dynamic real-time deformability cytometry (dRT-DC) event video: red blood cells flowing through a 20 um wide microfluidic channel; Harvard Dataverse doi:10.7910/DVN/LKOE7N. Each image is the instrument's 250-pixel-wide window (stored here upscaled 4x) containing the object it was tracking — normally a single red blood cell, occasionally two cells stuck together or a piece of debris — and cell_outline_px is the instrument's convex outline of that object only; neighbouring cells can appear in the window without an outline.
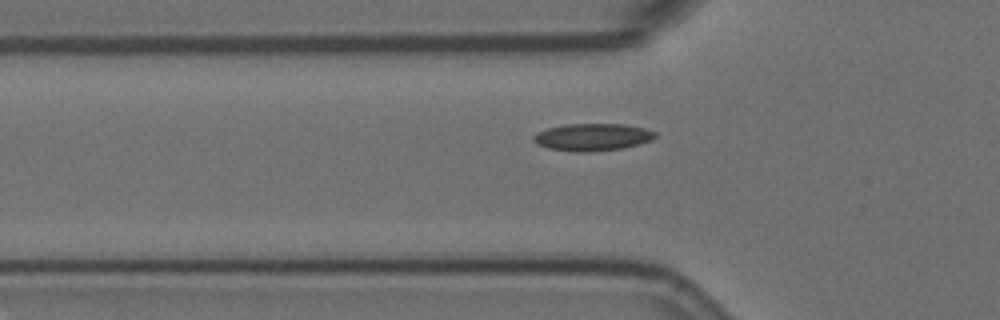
{"species": "Egyptian fruit bat (a non-hibernating species)", "species_latin": "Rousettus aegyptiacus", "temperature_condition": "room temperature", "stored_images_in_passage": 36, "camera_frame_rate_fps": 3000, "um_per_image_px": 0.085, "animal": {"sex": "female"}, "frame": {"image": 1, "passage_image": 8, "time_ms": 2.333, "image_size_px": [1000, 320], "cell_outline_px": [[656, 136], [652, 140], [640, 144], [624, 148], [588, 152], [576, 152], [548, 148], [532, 140], [532, 136], [536, 132], [548, 128], [564, 124], [628, 124], [644, 128], [656, 132]], "centroid_in_image_um": [50.38, 11.65], "position_along_channel_um": 75.4, "area_um2": 19.48}}
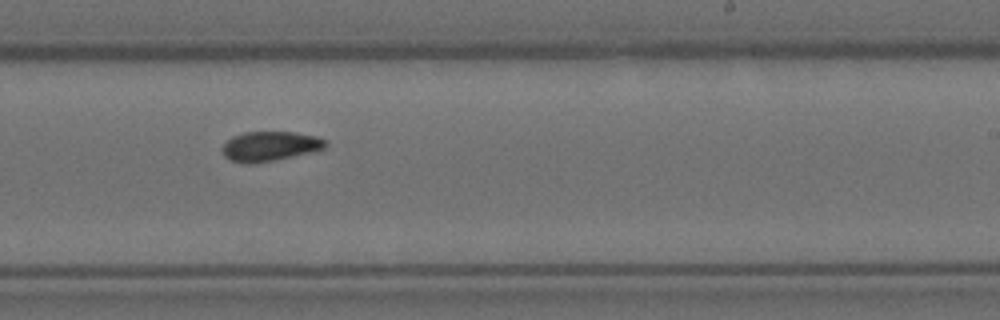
{"frame": {"image": 2, "passage_image": 24, "time_ms": 7.667, "image_size_px": [1000, 320], "cell_outline_px": [[328, 144], [324, 148], [276, 160], [252, 164], [244, 164], [232, 160], [224, 156], [224, 144], [232, 136], [244, 132], [292, 132], [316, 136], [324, 140]], "centroid_in_image_um": [22.92, 12.43], "position_along_channel_um": 266.1, "area_um2": 17.57}}
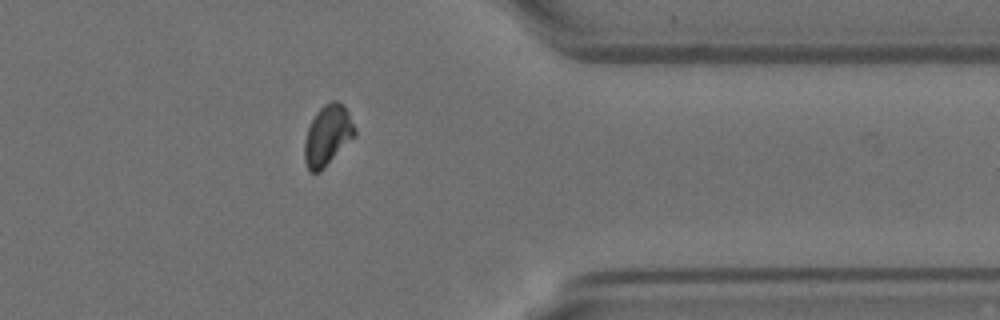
{"frame": {"image": 3, "passage_image": 35, "time_ms": 11.333, "image_size_px": [1000, 320], "cell_outline_px": [[356, 136], [320, 172], [308, 172], [304, 160], [304, 140], [308, 128], [316, 112], [324, 104], [332, 100], [336, 100], [344, 104], [356, 128]], "centroid_in_image_um": [27.85, 11.51], "position_along_channel_um": 383.5, "area_um2": 17.98}}